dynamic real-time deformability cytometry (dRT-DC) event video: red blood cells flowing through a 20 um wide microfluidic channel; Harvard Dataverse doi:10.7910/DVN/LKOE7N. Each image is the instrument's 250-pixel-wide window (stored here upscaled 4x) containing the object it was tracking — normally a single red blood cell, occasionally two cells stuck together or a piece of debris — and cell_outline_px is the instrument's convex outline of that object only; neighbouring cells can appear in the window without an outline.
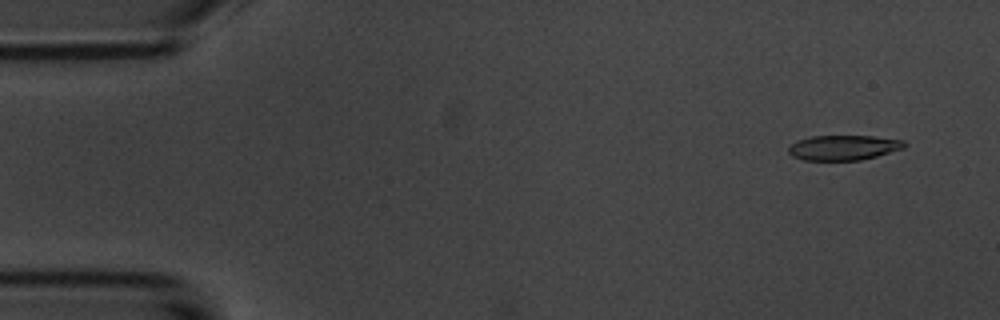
{"species": "common noctule bat (a hibernating species)", "species_latin": "Nyctalus noctula", "temperature_condition": "room temperature", "stored_images_in_passage": 4, "camera_frame_rate_fps": 3000, "um_per_image_px": 0.085, "animal": {"sex": "male", "body_mass_g": 20.1, "forearm_length_mm": 53.5}, "frame": {"image": 1, "passage_image": 1, "time_ms": 0.0, "image_size_px": [1000, 320], "cell_outline_px": [[908, 144], [904, 148], [876, 156], [860, 160], [804, 160], [792, 156], [788, 152], [788, 148], [796, 140], [812, 136], [872, 136], [904, 140]], "centroid_in_image_um": [71.7, 12.54], "position_along_channel_um": 13.3, "area_um2": 16.88}}